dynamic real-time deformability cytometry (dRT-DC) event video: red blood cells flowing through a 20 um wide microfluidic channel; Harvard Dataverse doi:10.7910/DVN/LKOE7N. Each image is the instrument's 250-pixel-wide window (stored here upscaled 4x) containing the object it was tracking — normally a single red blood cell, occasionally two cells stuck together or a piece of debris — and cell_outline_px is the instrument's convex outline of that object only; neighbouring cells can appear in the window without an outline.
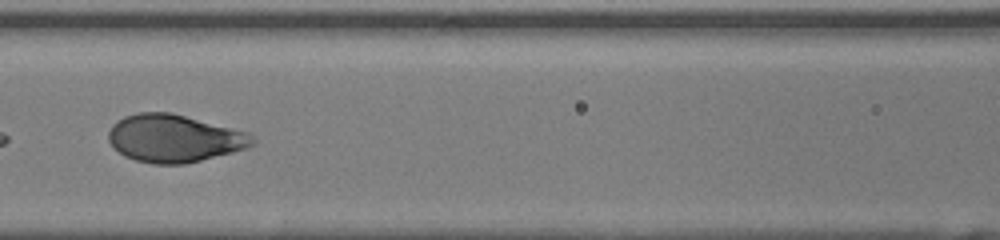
{"species": "human", "species_latin": "Homo sapiens", "temperature_condition": "room temperature", "stored_images_in_passage": 22, "camera_frame_rate_fps": 3000, "um_per_image_px": 0.085, "donor": {"sex": "female"}, "frame": {"image": 1, "passage_image": 14, "time_ms": 4.333, "image_size_px": [1000, 240], "cell_outline_px": [[256, 144], [248, 148], [184, 164], [152, 164], [136, 160], [124, 156], [108, 140], [108, 132], [112, 124], [124, 116], [140, 112], [168, 112], [252, 132], [256, 140]], "centroid_in_image_um": [14.85, 11.76], "position_along_channel_um": 151.7, "area_um2": 40.11}}
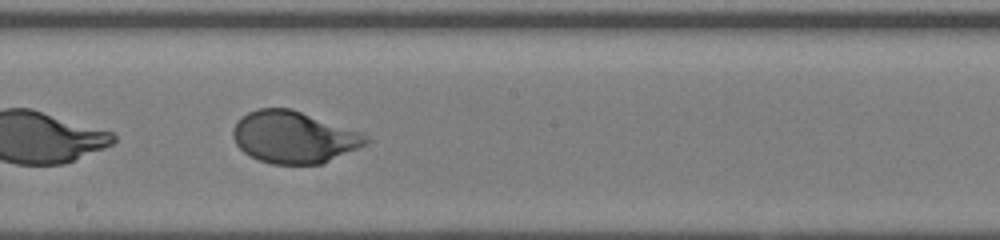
{"frame": {"image": 2, "passage_image": 19, "time_ms": 6.0, "image_size_px": [1000, 240], "cell_outline_px": [[372, 140], [368, 144], [324, 164], [272, 164], [260, 160], [244, 152], [236, 144], [232, 136], [232, 132], [236, 124], [248, 112], [256, 108], [292, 108], [364, 132]], "centroid_in_image_um": [25.06, 11.66], "position_along_channel_um": 223.1, "area_um2": 40.69}}